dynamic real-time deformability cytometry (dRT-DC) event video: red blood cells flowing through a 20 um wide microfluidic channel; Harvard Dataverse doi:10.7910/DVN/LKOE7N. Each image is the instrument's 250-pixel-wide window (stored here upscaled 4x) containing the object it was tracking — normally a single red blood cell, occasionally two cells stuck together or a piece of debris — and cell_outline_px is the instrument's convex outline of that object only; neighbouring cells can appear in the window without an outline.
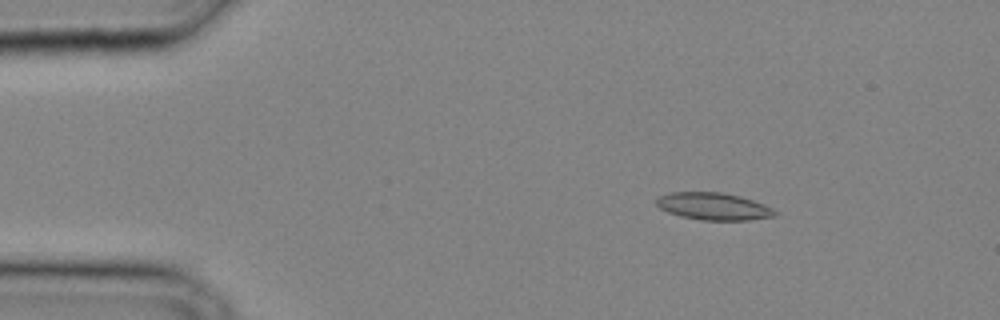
{"species": "common noctule bat (a hibernating species)", "species_latin": "Nyctalus noctula", "temperature_condition": "cold", "stored_images_in_passage": 30, "camera_frame_rate_fps": 3000, "um_per_image_px": 0.085, "animal": {"sex": "male", "body_mass_g": 20.4}, "frame": {"image": 1, "passage_image": 3, "time_ms": 0.667, "image_size_px": [1000, 320], "cell_outline_px": [[776, 216], [748, 220], [700, 220], [680, 216], [668, 212], [660, 208], [656, 204], [656, 200], [660, 196], [672, 192], [720, 192], [740, 196], [764, 204], [772, 208], [776, 212]], "centroid_in_image_um": [60.65, 17.54], "position_along_channel_um": 24.4, "area_um2": 18.73}}
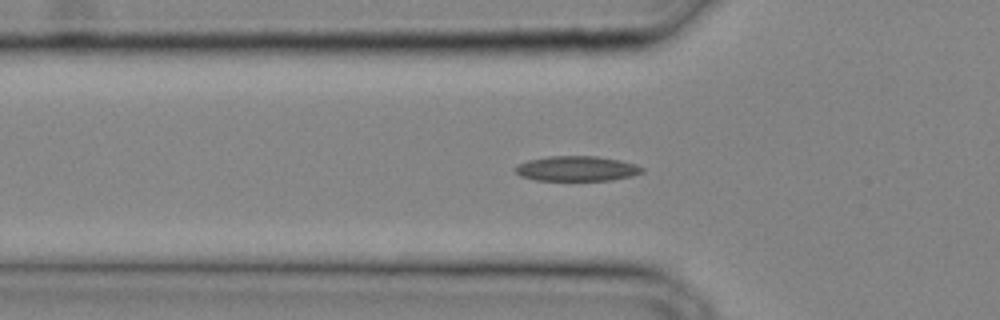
{"frame": {"image": 2, "passage_image": 9, "time_ms": 2.667, "image_size_px": [1000, 320], "cell_outline_px": [[644, 172], [632, 176], [612, 180], [536, 180], [520, 176], [512, 168], [516, 164], [528, 160], [548, 156], [596, 156], [620, 160], [636, 164], [644, 168]], "centroid_in_image_um": [49.01, 14.32], "position_along_channel_um": 76.8, "area_um2": 18.67}}
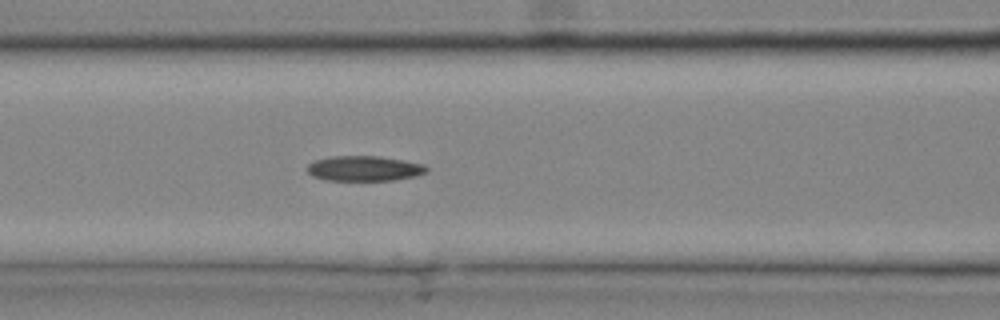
{"frame": {"image": 3, "passage_image": 12, "time_ms": 3.667, "image_size_px": [1000, 320], "cell_outline_px": [[428, 172], [416, 176], [392, 180], [328, 180], [312, 176], [308, 172], [308, 164], [312, 160], [332, 156], [380, 156], [404, 160], [424, 164], [428, 168]], "centroid_in_image_um": [30.97, 14.31], "position_along_channel_um": 135.6, "area_um2": 17.57}}